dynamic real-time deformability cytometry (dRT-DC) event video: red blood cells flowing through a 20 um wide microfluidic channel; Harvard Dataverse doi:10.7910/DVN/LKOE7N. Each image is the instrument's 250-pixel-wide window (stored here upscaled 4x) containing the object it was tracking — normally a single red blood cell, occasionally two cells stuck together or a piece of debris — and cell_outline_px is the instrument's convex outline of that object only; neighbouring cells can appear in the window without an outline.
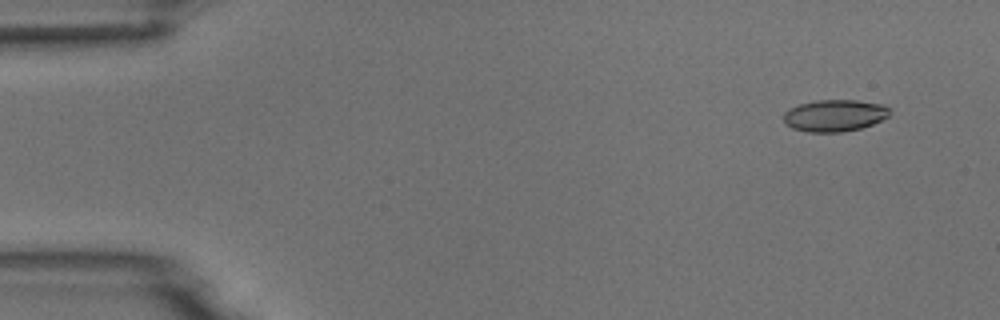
{"species": "common noctule bat (a hibernating species)", "species_latin": "Nyctalus noctula", "temperature_condition": "room temperature", "stored_images_in_passage": 5, "segment_of_instrument_passage": [1, 2], "camera_frame_rate_fps": 3000, "um_per_image_px": 0.085, "animal": {"sex": "male", "body_mass_g": 18.8}, "frame": {"image": 1, "passage_image": 1, "time_ms": 0.0, "image_size_px": [1000, 320], "cell_outline_px": [[892, 112], [888, 116], [872, 124], [860, 128], [840, 132], [808, 132], [792, 128], [784, 124], [784, 112], [788, 108], [800, 104], [816, 100], [856, 100], [884, 104]], "centroid_in_image_um": [70.92, 9.81], "position_along_channel_um": 14.1, "area_um2": 19.77}}